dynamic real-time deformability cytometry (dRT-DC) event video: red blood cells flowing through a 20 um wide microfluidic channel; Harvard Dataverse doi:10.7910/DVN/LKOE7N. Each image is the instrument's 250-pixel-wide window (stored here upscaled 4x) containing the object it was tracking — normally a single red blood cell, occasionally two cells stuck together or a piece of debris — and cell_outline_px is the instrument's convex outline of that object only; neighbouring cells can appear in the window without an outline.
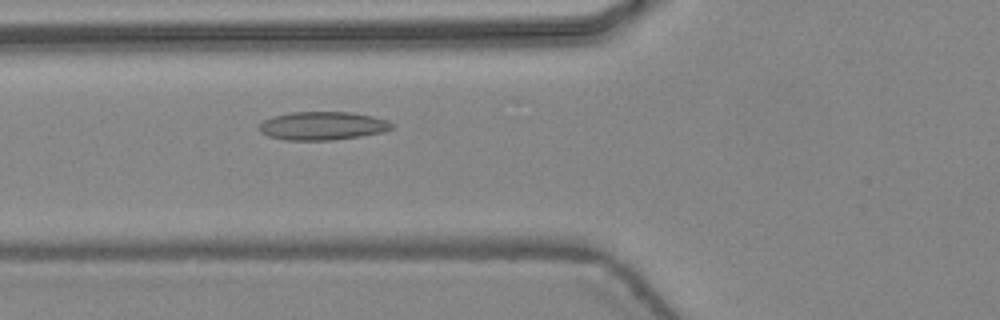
{"species": "common noctule bat (a hibernating species)", "species_latin": "Nyctalus noctula", "temperature_condition": "warm", "stored_images_in_passage": 45, "camera_frame_rate_fps": 3000, "um_per_image_px": 0.085, "animal": {"sex": "female", "body_mass_g": 24.6, "forearm_length_mm": 56.2}, "frame": {"image": 1, "passage_image": 17, "time_ms": 5.333, "image_size_px": [1000, 320], "cell_outline_px": [[396, 124], [392, 128], [380, 132], [360, 136], [332, 140], [284, 140], [268, 136], [260, 132], [260, 124], [264, 120], [272, 116], [292, 112], [352, 112], [372, 116], [388, 120]], "centroid_in_image_um": [27.42, 10.69], "position_along_channel_um": 98.4, "area_um2": 21.91}}
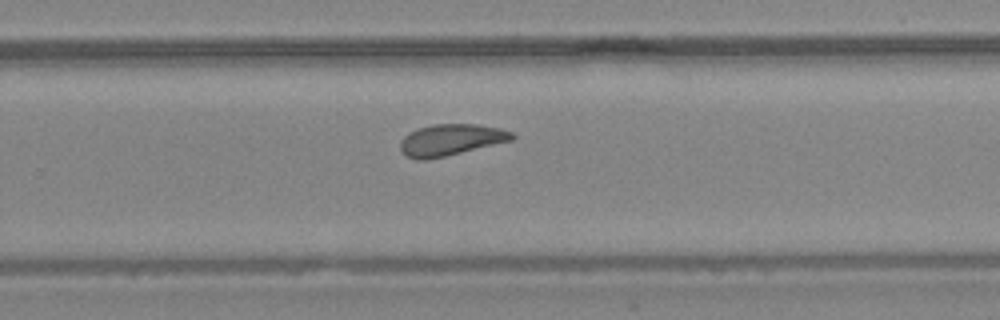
{"frame": {"image": 2, "passage_image": 30, "time_ms": 9.667, "image_size_px": [1000, 320], "cell_outline_px": [[516, 136], [512, 140], [428, 160], [416, 160], [408, 156], [400, 148], [400, 140], [408, 132], [416, 128], [432, 124], [476, 124], [500, 128], [512, 132]], "centroid_in_image_um": [38.29, 11.87], "position_along_channel_um": 291.5, "area_um2": 20.46}}
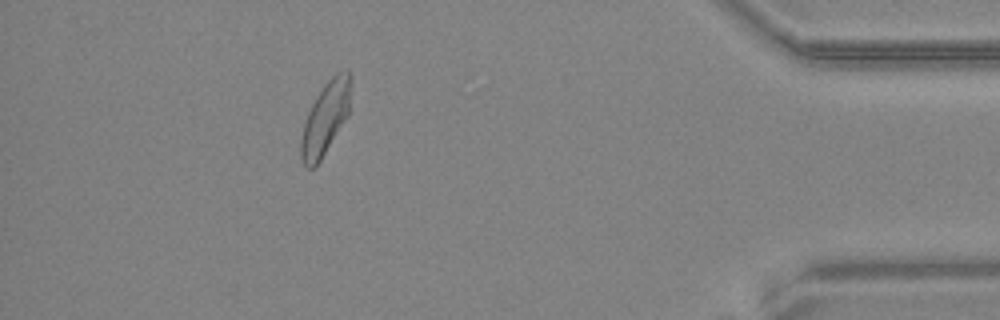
{"frame": {"image": 3, "passage_image": 41, "time_ms": 13.333, "image_size_px": [1000, 320], "cell_outline_px": [[352, 80], [348, 116], [316, 168], [304, 168], [300, 156], [300, 140], [304, 124], [308, 112], [316, 96], [324, 84], [336, 72], [348, 68], [352, 76]], "centroid_in_image_um": [27.67, 10.04], "position_along_channel_um": 407.5, "area_um2": 21.56}, "authors_computed_cell_mechanics": {"area_um2": 21.2704, "velocity_mm_per_s": 4.4604, "shape_relaxation_time_tau1_ms": 5.8807, "shape_relaxation_time_tau2_ms": 2.288, "deformation_change_tau1": 0.1418, "deformation_change_tau2": 0.0888}}